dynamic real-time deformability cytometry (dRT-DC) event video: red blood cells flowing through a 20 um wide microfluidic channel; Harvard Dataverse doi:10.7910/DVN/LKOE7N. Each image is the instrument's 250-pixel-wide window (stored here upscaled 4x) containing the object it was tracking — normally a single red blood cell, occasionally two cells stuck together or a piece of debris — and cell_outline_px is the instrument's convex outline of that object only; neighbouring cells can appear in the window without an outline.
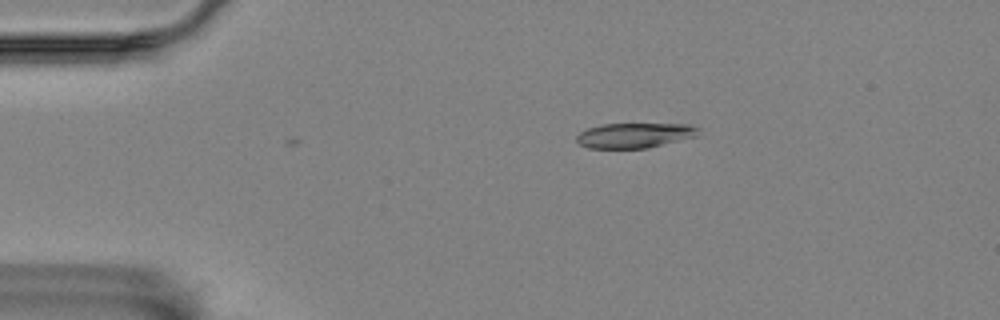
{"species": "Egyptian fruit bat (a non-hibernating species)", "species_latin": "Rousettus aegyptiacus", "temperature_condition": "room temperature", "stored_images_in_passage": 14, "camera_frame_rate_fps": 3000, "um_per_image_px": 0.085, "animal": {"sex": "female"}, "frame": {"image": 1, "passage_image": 2, "time_ms": 0.333, "image_size_px": [1000, 320], "cell_outline_px": [[700, 128], [696, 136], [648, 148], [588, 148], [580, 144], [576, 140], [576, 136], [580, 132], [588, 128], [600, 124], [692, 124]], "centroid_in_image_um": [53.94, 11.5], "position_along_channel_um": 31.1, "area_um2": 17.74}}
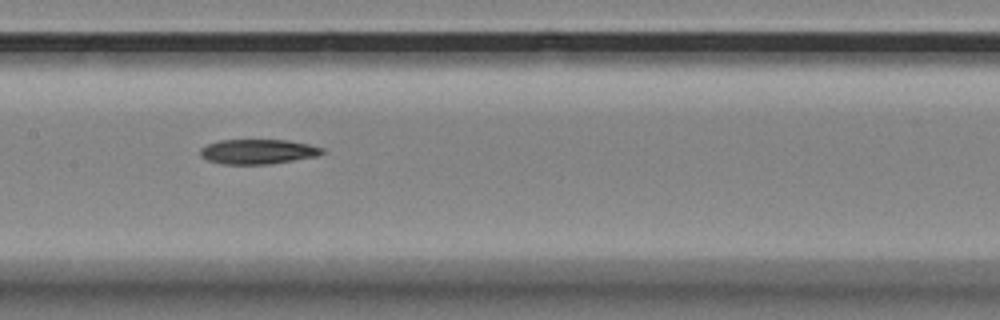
{"frame": {"image": 2, "passage_image": 7, "time_ms": 2.0, "image_size_px": [1000, 320], "cell_outline_px": [[328, 152], [320, 156], [268, 164], [224, 164], [208, 160], [200, 156], [200, 148], [208, 144], [220, 140], [288, 140], [308, 144], [324, 148]], "centroid_in_image_um": [21.98, 12.88], "position_along_channel_um": 185.4, "area_um2": 17.74}}
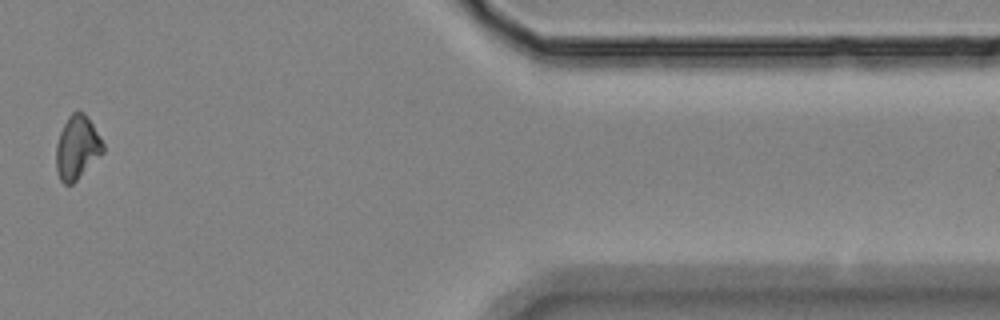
{"frame": {"image": 3, "passage_image": 12, "time_ms": 3.667, "image_size_px": [1000, 320], "cell_outline_px": [[104, 152], [72, 184], [64, 184], [60, 180], [56, 168], [56, 144], [60, 132], [68, 116], [76, 108], [84, 112], [92, 124], [104, 144]], "centroid_in_image_um": [6.54, 12.51], "position_along_channel_um": 404.9, "area_um2": 17.34}}